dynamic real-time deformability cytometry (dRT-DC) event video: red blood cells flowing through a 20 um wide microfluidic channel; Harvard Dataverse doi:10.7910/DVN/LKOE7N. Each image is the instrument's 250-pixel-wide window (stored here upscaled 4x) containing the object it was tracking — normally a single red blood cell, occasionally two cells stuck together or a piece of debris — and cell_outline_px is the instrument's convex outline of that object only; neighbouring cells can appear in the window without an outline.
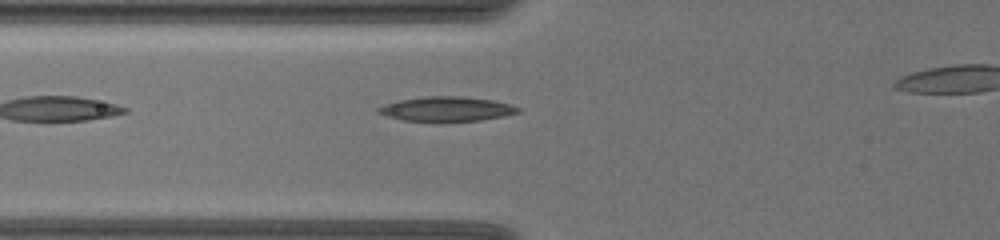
{"species": "common noctule bat (a hibernating species)", "species_latin": "Nyctalus noctula", "temperature_condition": "warm", "stored_images_in_passage": 35, "camera_frame_rate_fps": 3000, "um_per_image_px": 0.085, "animal": {"sex": "female", "body_mass_g": 19.5, "forearm_length_mm": 54.1}, "frame": {"image": 1, "passage_image": 3, "time_ms": 0.667, "image_size_px": [1000, 240], "cell_outline_px": [[520, 112], [504, 116], [480, 120], [444, 124], [404, 120], [388, 116], [376, 112], [376, 108], [384, 104], [400, 100], [428, 96], [464, 96], [492, 100], [508, 104], [520, 108]], "centroid_in_image_um": [37.94, 9.3], "position_along_channel_um": 87.9, "area_um2": 20.63}}
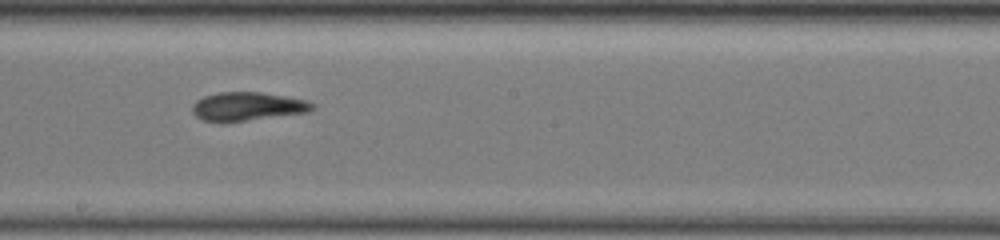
{"frame": {"image": 2, "passage_image": 15, "time_ms": 4.667, "image_size_px": [1000, 240], "cell_outline_px": [[316, 108], [308, 112], [220, 124], [204, 120], [196, 116], [192, 112], [192, 104], [196, 100], [204, 96], [220, 92], [260, 92], [308, 100], [316, 104]], "centroid_in_image_um": [21.03, 9.06], "position_along_channel_um": 227.2, "area_um2": 20.35}}
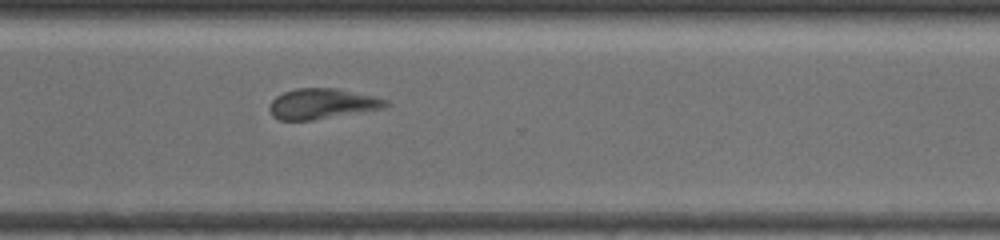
{"frame": {"image": 3, "passage_image": 25, "time_ms": 8.0, "image_size_px": [1000, 240], "cell_outline_px": [[388, 104], [384, 108], [312, 120], [280, 120], [272, 116], [268, 108], [272, 100], [276, 96], [284, 92], [296, 88], [336, 88], [372, 96], [388, 100]], "centroid_in_image_um": [27.33, 8.82], "position_along_channel_um": 343.3, "area_um2": 20.4}}